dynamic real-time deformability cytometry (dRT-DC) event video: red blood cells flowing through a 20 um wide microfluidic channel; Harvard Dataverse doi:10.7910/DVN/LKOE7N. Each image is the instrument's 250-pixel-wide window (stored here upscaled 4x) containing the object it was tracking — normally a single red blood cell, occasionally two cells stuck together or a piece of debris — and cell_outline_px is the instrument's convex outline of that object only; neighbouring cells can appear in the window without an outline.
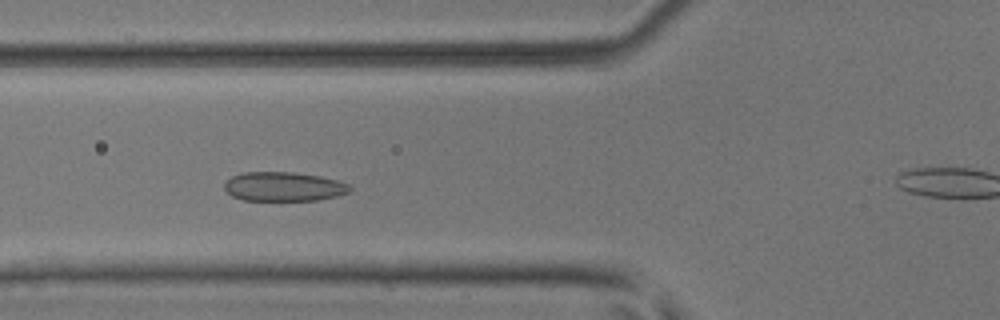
{"species": "common noctule bat (a hibernating species)", "species_latin": "Nyctalus noctula", "temperature_condition": "room temperature", "stored_images_in_passage": 49, "camera_frame_rate_fps": 3000, "um_per_image_px": 0.085, "animal": {"sex": "male", "body_mass_g": 17.9, "forearm_length_mm": 54.2}, "frame": {"image": 1, "passage_image": 15, "time_ms": 4.667, "image_size_px": [1000, 320], "cell_outline_px": [[352, 188], [348, 192], [336, 196], [316, 200], [244, 200], [232, 196], [224, 188], [224, 184], [232, 176], [240, 172], [292, 172], [320, 176], [336, 180], [348, 184]], "centroid_in_image_um": [24.09, 15.85], "position_along_channel_um": 101.7, "area_um2": 21.21}}
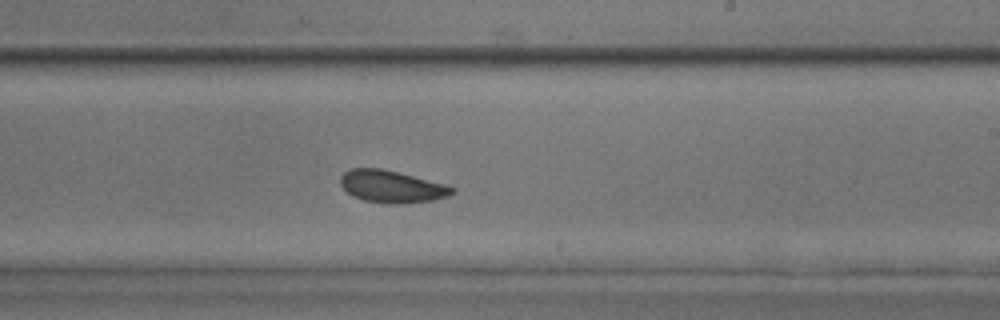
{"frame": {"image": 2, "passage_image": 27, "time_ms": 8.667, "image_size_px": [1000, 320], "cell_outline_px": [[456, 192], [448, 196], [432, 200], [404, 204], [388, 204], [364, 200], [352, 196], [340, 184], [340, 176], [344, 172], [352, 168], [380, 168], [444, 184], [456, 188]], "centroid_in_image_um": [33.28, 15.87], "position_along_channel_um": 255.7, "area_um2": 20.87}}
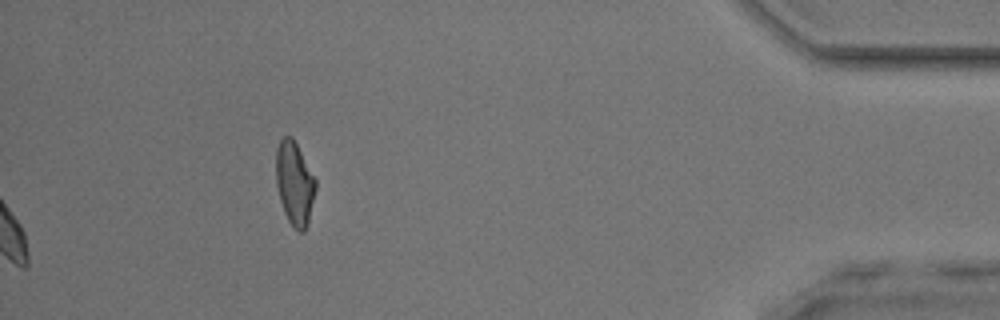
{"frame": {"image": 3, "passage_image": 49, "time_ms": 16.0, "image_size_px": [1000, 320], "cell_outline_px": [[316, 188], [308, 224], [304, 232], [300, 232], [288, 220], [284, 212], [280, 200], [276, 184], [276, 148], [280, 140], [284, 136], [292, 136], [316, 180]], "centroid_in_image_um": [25.03, 15.58], "position_along_channel_um": 410.2, "area_um2": 19.13}, "authors_computed_cell_mechanics": {"area_um2": 21.0392, "velocity_mm_per_s": 3.8679, "shape_relaxation_time_tau1_ms": 4.899, "shape_relaxation_time_tau2_ms": 1.5483, "deformation_change_tau1": 0.0773, "deformation_change_tau2": 0.0632}}